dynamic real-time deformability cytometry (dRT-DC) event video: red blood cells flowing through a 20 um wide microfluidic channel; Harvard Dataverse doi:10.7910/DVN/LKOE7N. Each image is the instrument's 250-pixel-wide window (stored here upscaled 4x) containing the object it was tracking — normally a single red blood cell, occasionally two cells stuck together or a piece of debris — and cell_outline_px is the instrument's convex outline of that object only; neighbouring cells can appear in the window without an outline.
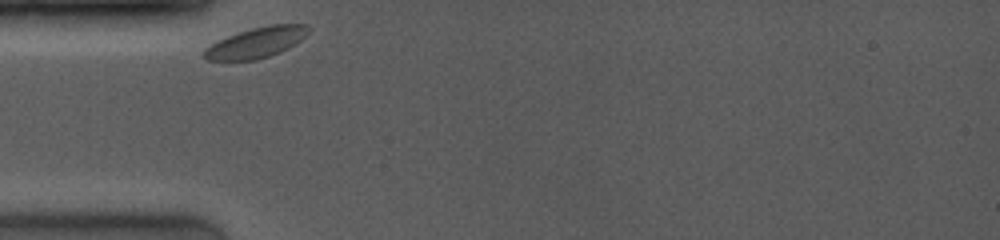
{"species": "common noctule bat (a hibernating species)", "species_latin": "Nyctalus noctula", "temperature_condition": "room temperature", "stored_images_in_passage": 3, "camera_frame_rate_fps": 4000, "um_per_image_px": 0.085, "animal": {"sex": "female", "body_mass_g": 19.0, "forearm_length_mm": 53.3}, "frame": {"image": 1, "passage_image": 1, "time_ms": 0.0, "image_size_px": [1000, 240], "cell_outline_px": [[312, 28], [300, 40], [288, 48], [280, 52], [256, 60], [208, 60], [200, 56], [204, 48], [228, 36], [252, 28], [268, 24], [308, 24]], "centroid_in_image_um": [21.79, 3.61], "position_along_channel_um": 63.2, "area_um2": 18.5}}
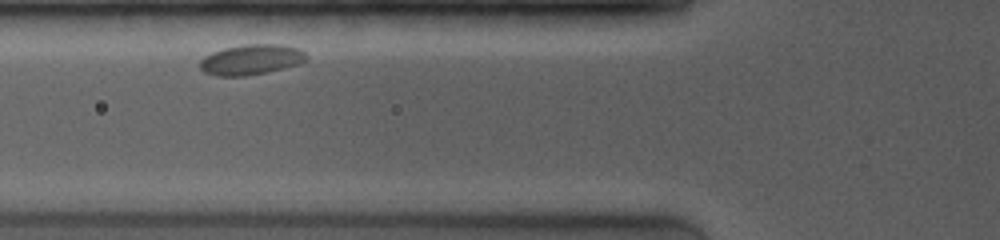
{"frame": {"image": 2, "passage_image": 2, "time_ms": 1.25, "image_size_px": [1000, 240], "cell_outline_px": [[308, 60], [300, 64], [248, 76], [216, 76], [204, 72], [200, 68], [200, 60], [204, 56], [212, 52], [224, 48], [244, 44], [284, 44], [296, 48], [304, 52], [308, 56]], "centroid_in_image_um": [21.36, 5.06], "position_along_channel_um": 104.4, "area_um2": 18.96}}